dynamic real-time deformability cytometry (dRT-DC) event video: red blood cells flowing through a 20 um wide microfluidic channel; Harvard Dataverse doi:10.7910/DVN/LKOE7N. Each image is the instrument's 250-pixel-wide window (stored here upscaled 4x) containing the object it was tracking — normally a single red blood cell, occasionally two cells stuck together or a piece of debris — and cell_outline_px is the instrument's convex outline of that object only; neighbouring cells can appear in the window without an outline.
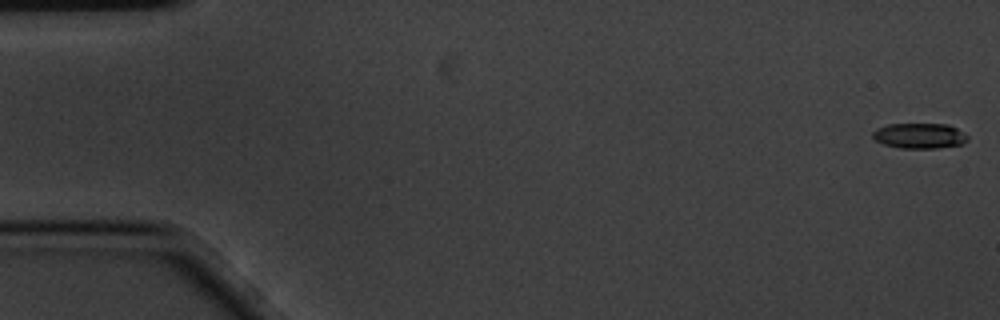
{"species": "common noctule bat (a hibernating species)", "species_latin": "Nyctalus noctula", "temperature_condition": "cold", "stored_images_in_passage": 5, "camera_frame_rate_fps": 3000, "um_per_image_px": 0.085, "animal": {"sex": "male", "body_mass_g": 20.1, "forearm_length_mm": 53.5}, "frame": {"image": 1, "passage_image": 1, "time_ms": 0.0, "image_size_px": [1000, 320], "cell_outline_px": [[968, 140], [964, 144], [936, 148], [900, 148], [884, 144], [876, 140], [872, 136], [872, 132], [876, 128], [888, 124], [948, 124], [956, 128], [968, 136]], "centroid_in_image_um": [78.16, 11.54], "position_along_channel_um": 6.8, "area_um2": 14.05}}
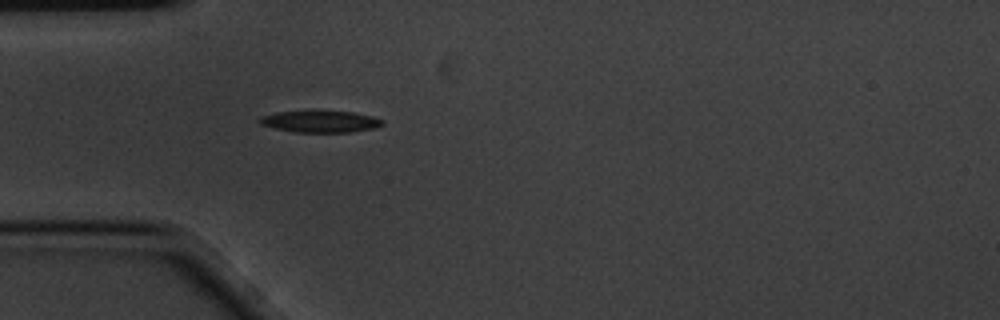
{"frame": {"image": 2, "passage_image": 5, "time_ms": 1.333, "image_size_px": [1000, 320], "cell_outline_px": [[384, 124], [372, 128], [348, 132], [296, 132], [276, 128], [260, 124], [256, 120], [260, 116], [276, 112], [312, 108], [352, 112], [372, 116], [384, 120]], "centroid_in_image_um": [27.16, 10.27], "position_along_channel_um": 57.8, "area_um2": 16.24}}